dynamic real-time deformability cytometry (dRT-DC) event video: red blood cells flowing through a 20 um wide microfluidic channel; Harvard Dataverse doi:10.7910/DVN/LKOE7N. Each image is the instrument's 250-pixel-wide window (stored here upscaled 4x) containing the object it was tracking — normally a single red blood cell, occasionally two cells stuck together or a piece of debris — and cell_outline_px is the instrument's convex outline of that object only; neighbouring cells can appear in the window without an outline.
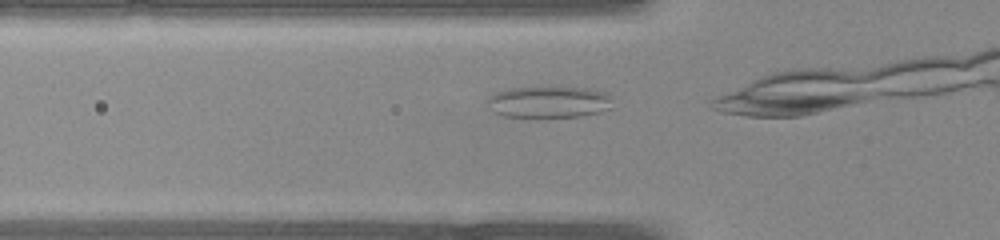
{"species": "common noctule bat (a hibernating species)", "species_latin": "Nyctalus noctula", "temperature_condition": "warm", "stored_images_in_passage": 10, "camera_frame_rate_fps": 3000, "um_per_image_px": 0.085, "animal": {"sex": "female", "body_mass_g": 22.0, "forearm_length_mm": 56.7}, "frame": {"image": 1, "passage_image": 6, "time_ms": 1.667, "image_size_px": [1000, 240], "cell_outline_px": [[612, 108], [600, 112], [580, 116], [504, 116], [488, 108], [488, 96], [496, 92], [512, 88], [584, 88], [604, 92], [608, 96]], "centroid_in_image_um": [46.63, 8.67], "position_along_channel_um": 79.2, "area_um2": 22.37}}